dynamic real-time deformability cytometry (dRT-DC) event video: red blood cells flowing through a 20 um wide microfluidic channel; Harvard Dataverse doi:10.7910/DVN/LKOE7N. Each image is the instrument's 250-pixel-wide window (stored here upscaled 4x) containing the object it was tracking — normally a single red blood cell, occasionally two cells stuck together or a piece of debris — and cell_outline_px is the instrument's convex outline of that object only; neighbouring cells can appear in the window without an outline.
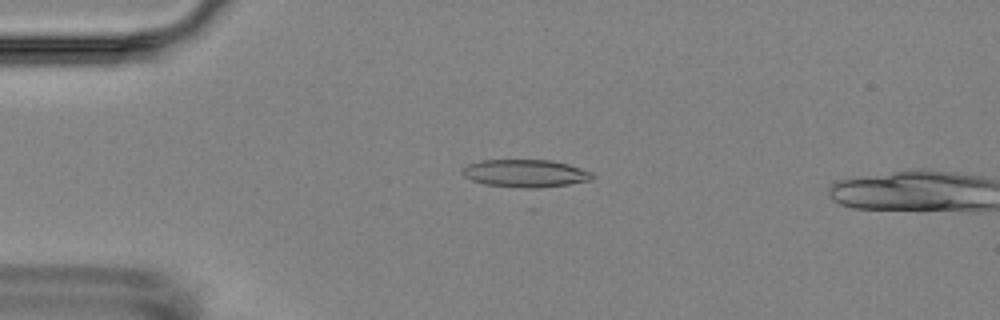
{"species": "Egyptian fruit bat (a non-hibernating species)", "species_latin": "Rousettus aegyptiacus", "temperature_condition": "room temperature", "stored_images_in_passage": 5, "camera_frame_rate_fps": 3000, "um_per_image_px": 0.085, "animal": {"sex": "female"}, "frame": {"image": 1, "passage_image": 4, "time_ms": 3.333, "image_size_px": [1000, 320], "cell_outline_px": [[596, 176], [592, 180], [528, 192], [484, 184], [472, 180], [464, 176], [460, 172], [468, 164], [480, 160], [552, 160], [568, 164], [592, 172]], "centroid_in_image_um": [44.68, 14.79], "position_along_channel_um": 40.3, "area_um2": 22.14}}